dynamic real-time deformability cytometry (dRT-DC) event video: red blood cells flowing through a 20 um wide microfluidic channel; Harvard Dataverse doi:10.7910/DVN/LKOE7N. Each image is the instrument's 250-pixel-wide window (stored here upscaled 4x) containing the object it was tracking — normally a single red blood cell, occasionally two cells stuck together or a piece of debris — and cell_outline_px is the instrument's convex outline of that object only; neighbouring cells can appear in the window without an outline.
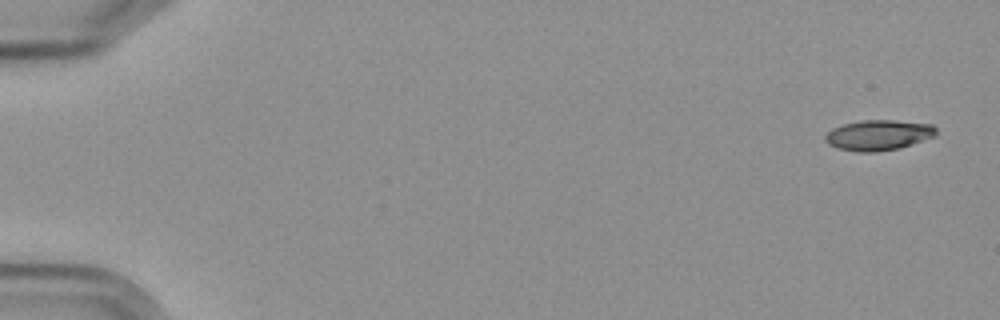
{"species": "Egyptian fruit bat (a non-hibernating species)", "species_latin": "Rousettus aegyptiacus", "temperature_condition": "cold", "stored_images_in_passage": 6, "camera_frame_rate_fps": 3000, "um_per_image_px": 0.085, "frame": {"image": 1, "passage_image": 1, "time_ms": 0.0, "image_size_px": [1000, 320], "cell_outline_px": [[936, 136], [900, 148], [876, 152], [856, 152], [836, 148], [828, 144], [824, 140], [824, 136], [832, 128], [844, 124], [860, 120], [892, 120], [932, 124], [936, 128]], "centroid_in_image_um": [74.65, 11.49], "position_along_channel_um": 10.4, "area_um2": 19.83}}
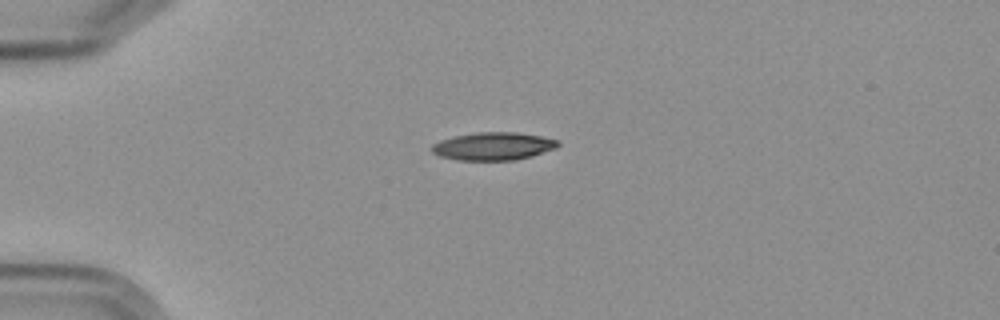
{"frame": {"image": 2, "passage_image": 4, "time_ms": 4.333, "image_size_px": [1000, 320], "cell_outline_px": [[560, 144], [556, 148], [532, 156], [516, 160], [456, 160], [440, 156], [432, 152], [432, 144], [440, 140], [456, 136], [476, 132], [516, 132], [540, 136], [560, 140]], "centroid_in_image_um": [41.95, 12.43], "position_along_channel_um": 43.1, "area_um2": 20.52}}
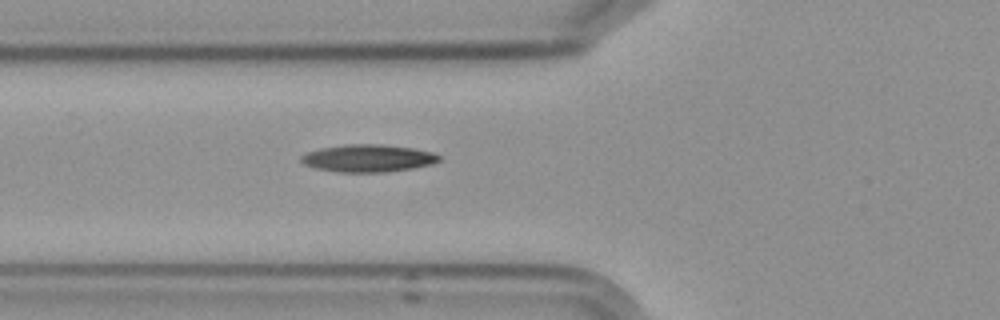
{"frame": {"image": 3, "passage_image": 6, "time_ms": 6.667, "image_size_px": [1000, 320], "cell_outline_px": [[440, 160], [432, 164], [412, 168], [388, 172], [336, 172], [316, 168], [304, 164], [300, 160], [300, 156], [308, 152], [320, 148], [344, 144], [380, 144], [412, 148], [432, 152], [440, 156]], "centroid_in_image_um": [31.27, 13.45], "position_along_channel_um": 94.5, "area_um2": 22.08}}